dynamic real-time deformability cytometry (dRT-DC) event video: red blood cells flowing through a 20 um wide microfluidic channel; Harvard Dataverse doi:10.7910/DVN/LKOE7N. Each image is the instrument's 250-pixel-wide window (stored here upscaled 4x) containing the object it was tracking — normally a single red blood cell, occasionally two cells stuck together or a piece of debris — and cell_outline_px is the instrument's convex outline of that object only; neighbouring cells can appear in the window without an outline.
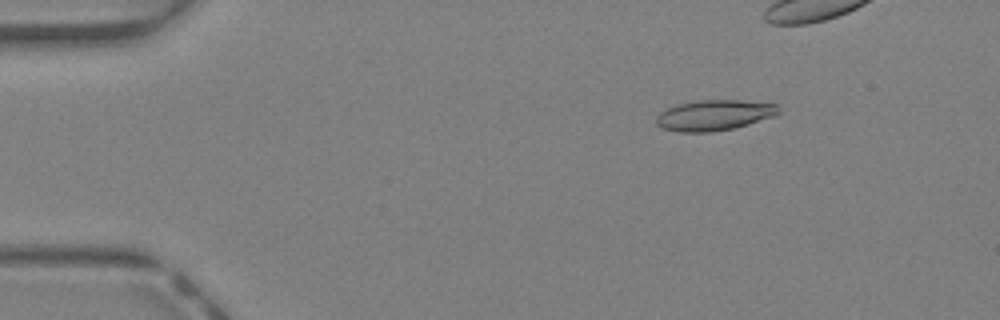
{"species": "Egyptian fruit bat (a non-hibernating species)", "species_latin": "Rousettus aegyptiacus", "temperature_condition": "warm", "stored_images_in_passage": 36, "camera_frame_rate_fps": 3000, "um_per_image_px": 0.085, "animal": {"sex": "female"}, "frame": {"image": 1, "passage_image": 7, "time_ms": 2.0, "image_size_px": [1000, 320], "cell_outline_px": [[780, 112], [776, 116], [748, 124], [732, 128], [712, 132], [680, 132], [664, 128], [656, 124], [656, 116], [660, 112], [676, 104], [700, 100], [740, 100], [776, 104], [780, 108]], "centroid_in_image_um": [60.72, 9.79], "position_along_channel_um": 24.3, "area_um2": 21.79}}
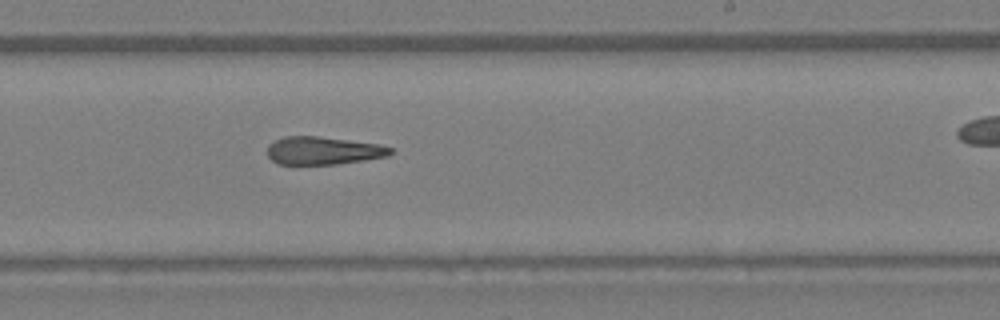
{"frame": {"image": 2, "passage_image": 27, "time_ms": 8.667, "image_size_px": [1000, 320], "cell_outline_px": [[392, 152], [388, 156], [364, 160], [336, 164], [280, 164], [272, 160], [268, 156], [268, 144], [284, 136], [316, 136], [380, 144], [392, 148]], "centroid_in_image_um": [27.47, 12.8], "position_along_channel_um": 261.5, "area_um2": 19.88}}
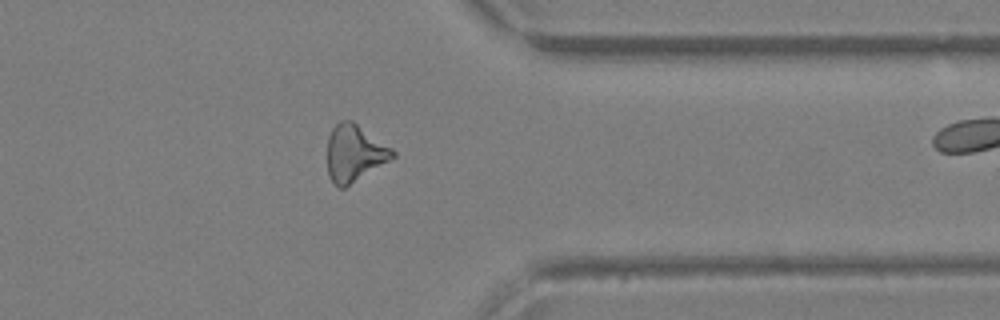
{"frame": {"image": 3, "passage_image": 35, "time_ms": 11.333, "image_size_px": [1000, 320], "cell_outline_px": [[396, 156], [392, 160], [344, 188], [336, 188], [328, 176], [328, 136], [332, 128], [340, 120], [352, 120], [392, 148], [396, 152]], "centroid_in_image_um": [30.14, 13.04], "position_along_channel_um": 381.3, "area_um2": 21.85}}